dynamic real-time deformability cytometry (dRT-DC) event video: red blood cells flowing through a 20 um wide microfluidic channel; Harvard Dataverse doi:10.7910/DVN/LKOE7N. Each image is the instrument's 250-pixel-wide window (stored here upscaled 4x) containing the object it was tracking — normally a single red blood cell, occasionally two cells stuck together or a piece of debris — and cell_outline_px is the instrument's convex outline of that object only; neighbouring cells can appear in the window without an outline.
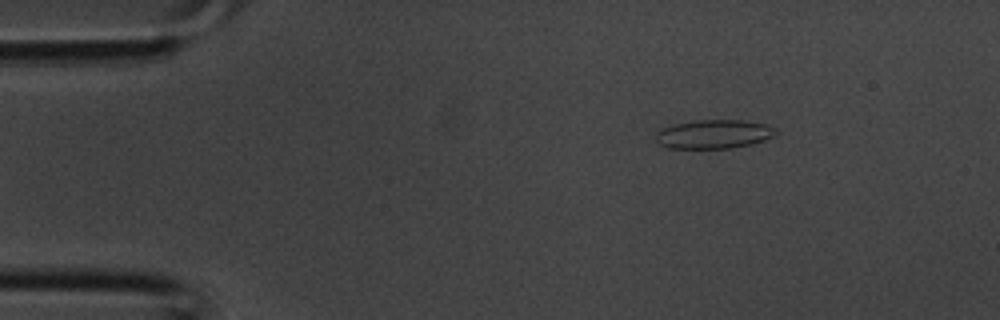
{"species": "common noctule bat (a hibernating species)", "species_latin": "Nyctalus noctula", "temperature_condition": "room temperature", "stored_images_in_passage": 38, "camera_frame_rate_fps": 3000, "um_per_image_px": 0.085, "animal": {"sex": "male", "body_mass_g": 20.1, "forearm_length_mm": 53.5}, "frame": {"image": 1, "passage_image": 6, "time_ms": 1.667, "image_size_px": [1000, 320], "cell_outline_px": [[776, 132], [772, 136], [764, 140], [752, 144], [728, 148], [668, 148], [660, 144], [656, 140], [656, 132], [660, 128], [692, 120], [744, 120], [764, 124], [776, 128]], "centroid_in_image_um": [60.64, 11.39], "position_along_channel_um": 24.4, "area_um2": 20.11}}
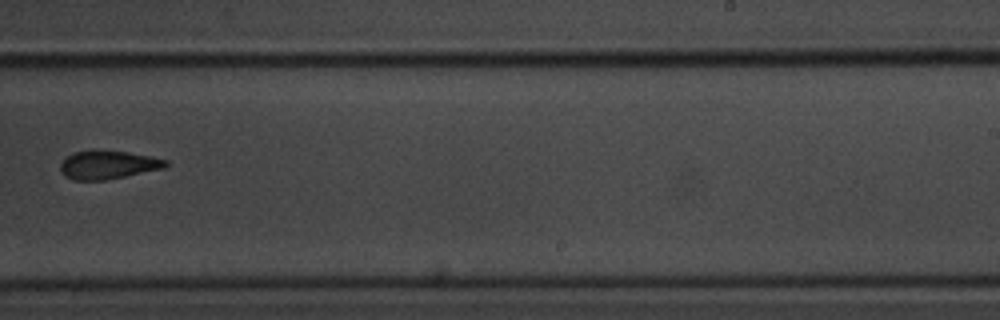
{"frame": {"image": 2, "passage_image": 24, "time_ms": 7.667, "image_size_px": [1000, 320], "cell_outline_px": [[168, 164], [164, 168], [104, 180], [72, 180], [64, 176], [60, 168], [60, 164], [72, 152], [128, 152], [168, 160]], "centroid_in_image_um": [9.17, 14.04], "position_along_channel_um": 279.8, "area_um2": 16.82}}
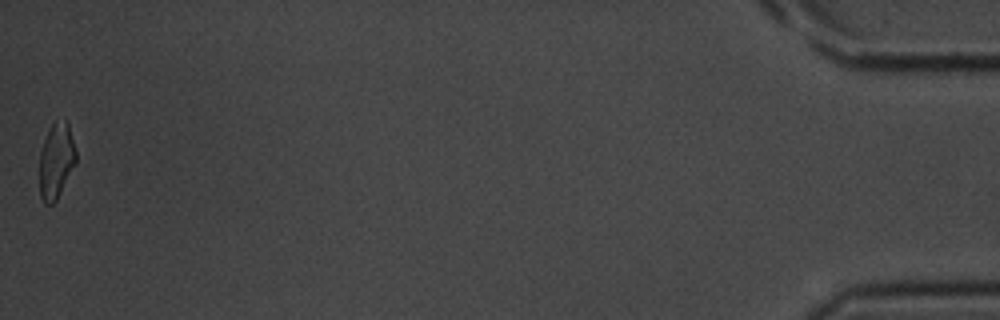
{"frame": {"image": 3, "passage_image": 38, "time_ms": 12.333, "image_size_px": [1000, 320], "cell_outline_px": [[76, 164], [56, 200], [52, 204], [44, 204], [40, 196], [40, 152], [44, 140], [52, 124], [56, 120], [68, 124], [76, 152]], "centroid_in_image_um": [4.78, 13.72], "position_along_channel_um": 430.4, "area_um2": 15.78}}